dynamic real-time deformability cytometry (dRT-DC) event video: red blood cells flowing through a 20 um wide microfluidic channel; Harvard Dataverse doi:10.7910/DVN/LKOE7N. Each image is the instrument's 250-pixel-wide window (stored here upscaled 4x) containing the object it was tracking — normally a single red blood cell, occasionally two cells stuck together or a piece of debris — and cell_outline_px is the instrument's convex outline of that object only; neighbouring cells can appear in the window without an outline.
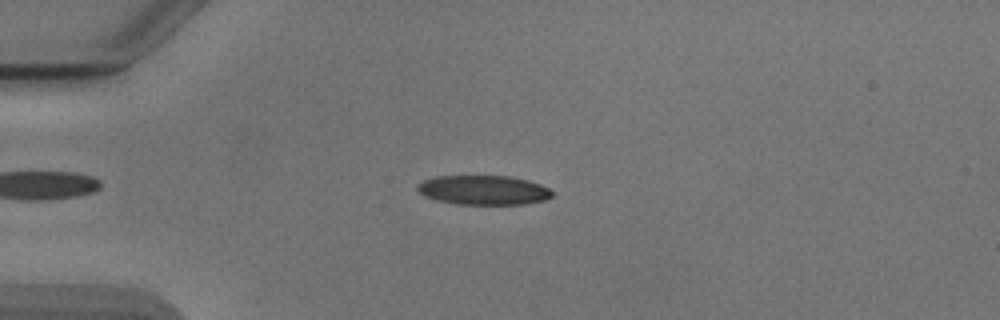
{"species": "Egyptian fruit bat (a non-hibernating species)", "species_latin": "Rousettus aegyptiacus", "temperature_condition": "cold", "stored_images_in_passage": 43, "camera_frame_rate_fps": 3000, "um_per_image_px": 0.085, "animal": {"sex": "male"}, "frame": {"image": 1, "passage_image": 4, "time_ms": 1.0, "image_size_px": [1000, 320], "cell_outline_px": [[552, 196], [544, 200], [528, 204], [456, 204], [436, 200], [424, 196], [416, 188], [416, 184], [424, 180], [436, 176], [508, 176], [528, 180], [540, 184], [548, 188], [552, 192]], "centroid_in_image_um": [41.08, 16.16], "position_along_channel_um": 43.9, "area_um2": 23.12}}
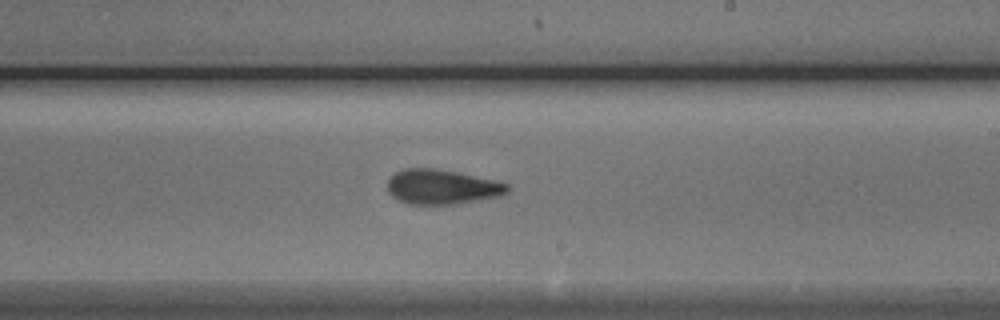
{"frame": {"image": 2, "passage_image": 22, "time_ms": 7.0, "image_size_px": [1000, 320], "cell_outline_px": [[508, 192], [504, 196], [460, 204], [408, 204], [396, 200], [388, 192], [388, 180], [396, 172], [404, 168], [436, 168], [456, 172], [492, 180], [508, 184]], "centroid_in_image_um": [37.56, 15.9], "position_along_channel_um": 251.4, "area_um2": 24.45}}
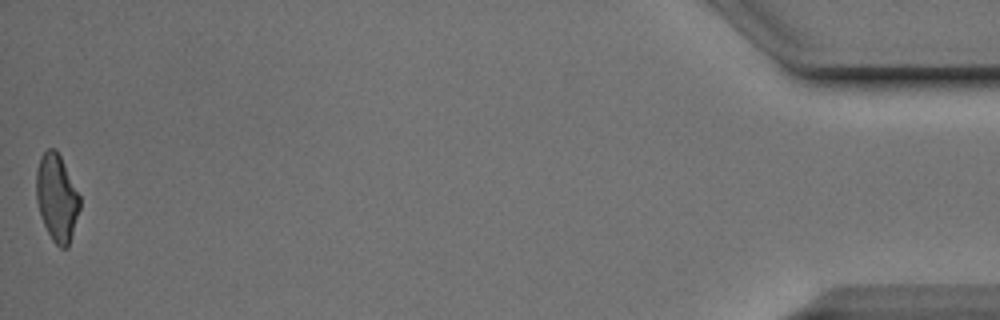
{"frame": {"image": 3, "passage_image": 43, "time_ms": 14.0, "image_size_px": [1000, 320], "cell_outline_px": [[80, 208], [68, 248], [60, 248], [52, 240], [40, 216], [36, 200], [36, 168], [40, 156], [48, 148], [56, 148], [80, 196]], "centroid_in_image_um": [4.81, 16.8], "position_along_channel_um": 430.4, "area_um2": 22.14}, "authors_computed_cell_mechanics": {"area_um2": 23.8714, "velocity_mm_per_s": 3.897, "shape_relaxation_time_tau1_ms": 4.6436, "shape_relaxation_time_tau2_ms": 2.6689, "deformation_change_tau1": 0.1415, "deformation_change_tau2": 0.1004}}